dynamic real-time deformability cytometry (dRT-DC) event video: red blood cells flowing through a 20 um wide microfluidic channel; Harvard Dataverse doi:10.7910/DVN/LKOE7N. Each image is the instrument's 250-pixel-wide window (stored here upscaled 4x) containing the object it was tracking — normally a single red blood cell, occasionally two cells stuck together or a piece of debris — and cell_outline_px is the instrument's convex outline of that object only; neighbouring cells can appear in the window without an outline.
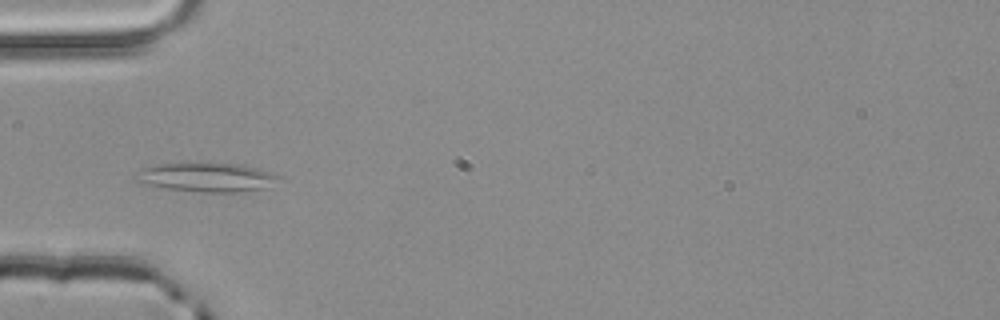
{"species": "common noctule bat (a hibernating species)", "species_latin": "Nyctalus noctula", "temperature_condition": "room temperature", "stored_images_in_passage": 4, "camera_frame_rate_fps": 3000, "um_per_image_px": 0.085, "animal": {"sex": "male", "body_mass_g": 20.4}, "frame": {"image": 1, "passage_image": 4, "time_ms": 1.0, "image_size_px": [1000, 320], "cell_outline_px": [[280, 176], [268, 188], [236, 192], [200, 192], [164, 188], [136, 184], [132, 180], [132, 176], [140, 168], [156, 164], [244, 164], [272, 172]], "centroid_in_image_um": [17.45, 15.08], "position_along_channel_um": 67.5, "area_um2": 24.51}}